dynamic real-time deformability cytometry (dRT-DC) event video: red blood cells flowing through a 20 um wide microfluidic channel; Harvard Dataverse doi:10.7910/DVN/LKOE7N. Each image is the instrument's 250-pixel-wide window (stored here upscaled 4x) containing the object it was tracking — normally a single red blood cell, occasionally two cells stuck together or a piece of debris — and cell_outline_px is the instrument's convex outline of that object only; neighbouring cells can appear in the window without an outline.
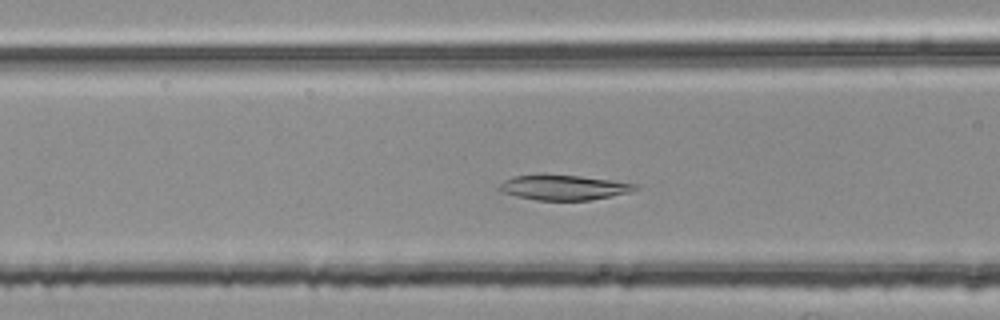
{"species": "common noctule bat (a hibernating species)", "species_latin": "Nyctalus noctula", "temperature_condition": "room temperature", "stored_images_in_passage": 43, "camera_frame_rate_fps": 3000, "um_per_image_px": 0.085, "animal": {"sex": "female", "body_mass_g": 25.1}, "frame": {"image": 1, "passage_image": 14, "time_ms": 4.333, "image_size_px": [1000, 320], "cell_outline_px": [[640, 188], [632, 192], [592, 200], [536, 200], [516, 196], [500, 192], [496, 188], [504, 180], [512, 176], [540, 172], [544, 172], [580, 176], [612, 180], [636, 184]], "centroid_in_image_um": [47.85, 15.9], "position_along_channel_um": 118.7, "area_um2": 20.63}}
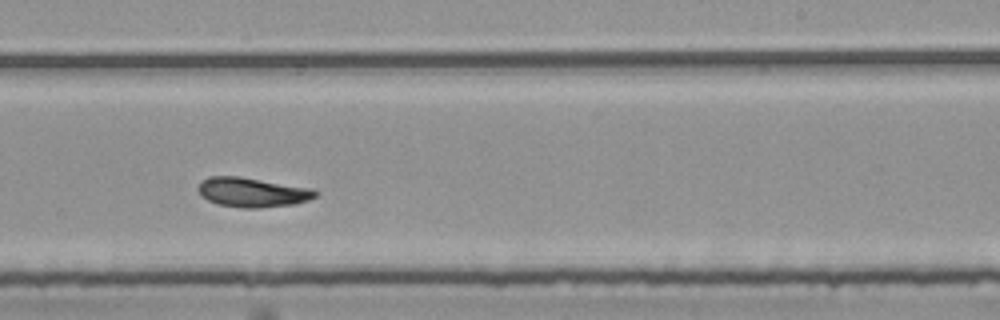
{"frame": {"image": 2, "passage_image": 26, "time_ms": 8.333, "image_size_px": [1000, 320], "cell_outline_px": [[320, 192], [316, 196], [308, 200], [292, 204], [260, 208], [244, 208], [216, 204], [200, 196], [196, 188], [200, 180], [212, 176], [240, 176], [312, 188]], "centroid_in_image_um": [21.41, 16.34], "position_along_channel_um": 267.6, "area_um2": 20.4}}
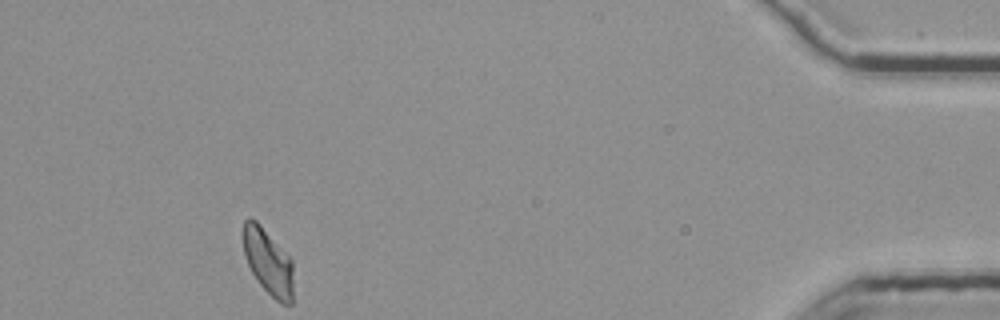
{"frame": {"image": 3, "passage_image": 43, "time_ms": 14.0, "image_size_px": [1000, 320], "cell_outline_px": [[292, 304], [280, 304], [256, 280], [244, 256], [244, 220], [256, 220], [292, 260]], "centroid_in_image_um": [22.8, 22.3], "position_along_channel_um": 412.4, "area_um2": 18.73}, "authors_computed_cell_mechanics": {"area_um2": 19.652, "velocity_mm_per_s": 3.7385, "shape_relaxation_time_tau1_ms": null, "shape_relaxation_time_tau2_ms": 3.3257, "deformation_change_tau1": null, "deformation_change_tau2": 0.0745}}